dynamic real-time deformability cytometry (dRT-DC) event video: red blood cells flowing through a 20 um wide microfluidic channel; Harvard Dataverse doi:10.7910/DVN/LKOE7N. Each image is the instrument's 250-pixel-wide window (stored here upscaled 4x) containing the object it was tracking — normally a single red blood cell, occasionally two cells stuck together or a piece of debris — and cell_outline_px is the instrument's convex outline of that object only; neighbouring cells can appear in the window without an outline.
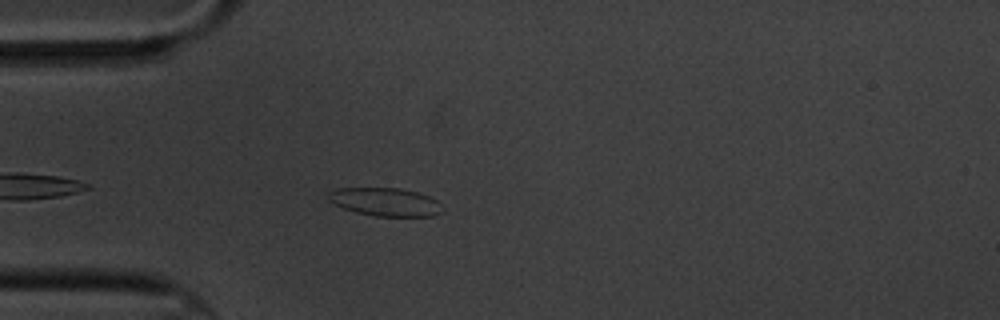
{"species": "common noctule bat (a hibernating species)", "species_latin": "Nyctalus noctula", "temperature_condition": "cold", "stored_images_in_passage": 4, "camera_frame_rate_fps": 3000, "um_per_image_px": 0.085, "animal": {"sex": "male", "body_mass_g": 20.1, "forearm_length_mm": 53.5}, "frame": {"image": 1, "passage_image": 4, "time_ms": 3.333, "image_size_px": [1000, 320], "cell_outline_px": [[444, 212], [432, 216], [376, 216], [356, 212], [344, 208], [328, 200], [328, 192], [336, 188], [400, 188], [416, 192], [428, 196], [436, 200], [444, 208]], "centroid_in_image_um": [32.77, 17.16], "position_along_channel_um": 52.2, "area_um2": 18.73}}